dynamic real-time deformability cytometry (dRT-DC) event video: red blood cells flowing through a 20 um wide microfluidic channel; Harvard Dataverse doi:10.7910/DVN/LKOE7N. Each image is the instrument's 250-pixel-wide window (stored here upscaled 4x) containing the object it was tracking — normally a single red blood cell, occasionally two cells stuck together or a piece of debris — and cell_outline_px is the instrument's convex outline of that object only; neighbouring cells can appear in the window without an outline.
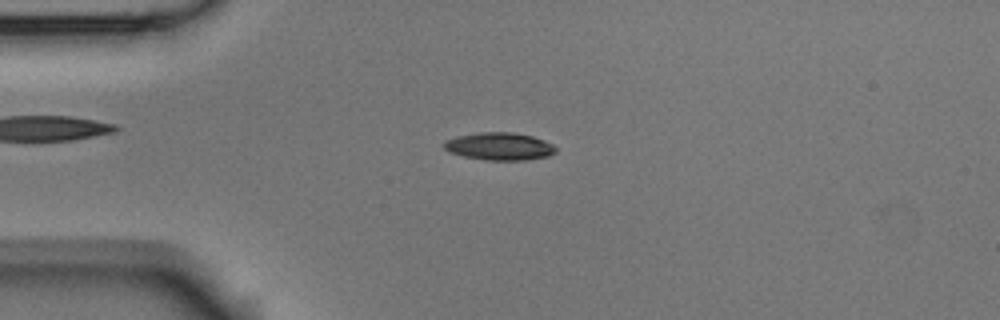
{"species": "Egyptian fruit bat (a non-hibernating species)", "species_latin": "Rousettus aegyptiacus", "temperature_condition": "room temperature", "stored_images_in_passage": 8, "camera_frame_rate_fps": 3000, "um_per_image_px": 0.085, "animal": {"sex": "male"}, "frame": {"image": 1, "passage_image": 4, "time_ms": 1.0, "image_size_px": [1000, 320], "cell_outline_px": [[556, 152], [548, 156], [524, 160], [484, 160], [464, 156], [448, 152], [444, 148], [444, 140], [456, 136], [476, 132], [512, 132], [532, 136], [544, 140], [552, 144], [556, 148]], "centroid_in_image_um": [42.42, 12.43], "position_along_channel_um": 42.6, "area_um2": 18.09}}
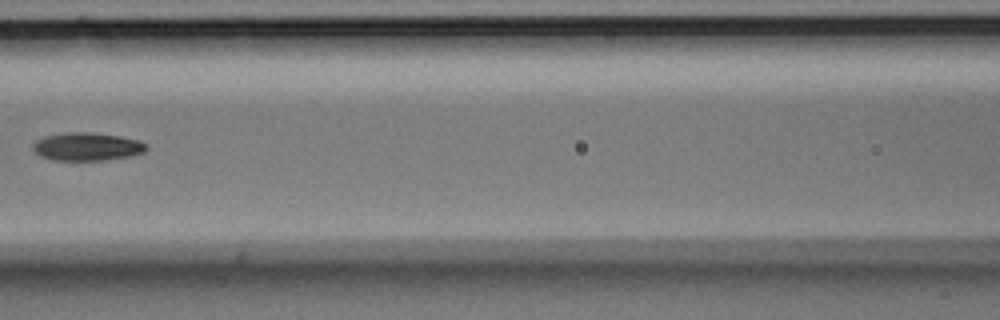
{"frame": {"image": 2, "passage_image": 7, "time_ms": 2.0, "image_size_px": [1000, 320], "cell_outline_px": [[148, 148], [144, 152], [128, 156], [104, 160], [56, 160], [40, 156], [32, 148], [32, 144], [36, 140], [44, 136], [64, 132], [92, 132], [120, 136], [140, 140], [148, 144]], "centroid_in_image_um": [7.4, 12.45], "position_along_channel_um": 159.2, "area_um2": 18.67}}
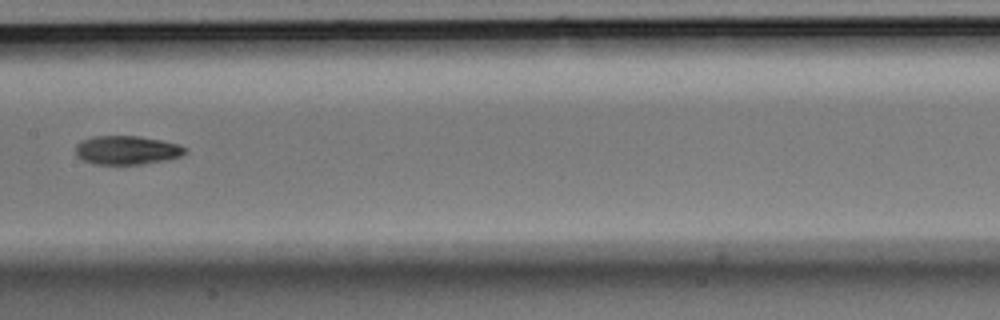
{"frame": {"image": 3, "passage_image": 8, "time_ms": 2.333, "image_size_px": [1000, 320], "cell_outline_px": [[188, 148], [180, 156], [168, 160], [144, 164], [92, 164], [76, 156], [76, 144], [80, 140], [92, 136], [140, 136], [180, 144]], "centroid_in_image_um": [10.77, 12.76], "position_along_channel_um": 196.6, "area_um2": 18.55}}